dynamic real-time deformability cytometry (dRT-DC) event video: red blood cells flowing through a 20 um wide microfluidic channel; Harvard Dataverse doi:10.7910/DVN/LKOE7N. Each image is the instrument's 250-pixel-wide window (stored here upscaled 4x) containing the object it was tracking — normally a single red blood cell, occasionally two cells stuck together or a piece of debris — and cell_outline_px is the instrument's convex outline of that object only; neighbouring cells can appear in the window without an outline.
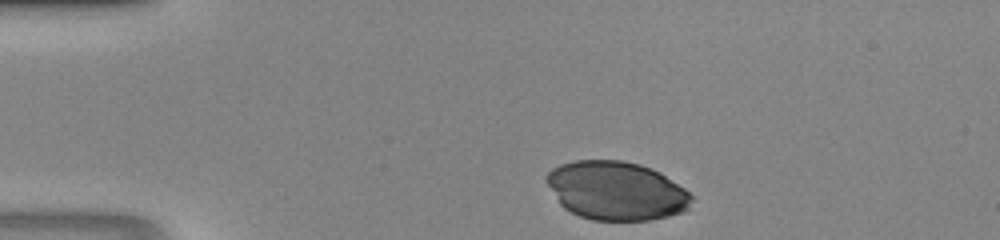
{"species": "human", "species_latin": "Homo sapiens", "temperature_condition": "room temperature", "stored_images_in_passage": 31, "camera_frame_rate_fps": 3000, "um_per_image_px": 0.085, "donor": {"sex": "male"}, "frame": {"image": 1, "passage_image": 1, "time_ms": 0.0, "image_size_px": [1000, 240], "cell_outline_px": [[692, 200], [688, 208], [684, 212], [668, 216], [648, 220], [592, 220], [580, 216], [564, 208], [560, 204], [544, 180], [544, 176], [552, 168], [560, 164], [576, 160], [624, 160], [640, 164], [652, 168], [660, 172], [684, 188], [692, 196]], "centroid_in_image_um": [52.36, 16.2], "position_along_channel_um": 32.6, "area_um2": 49.77}}
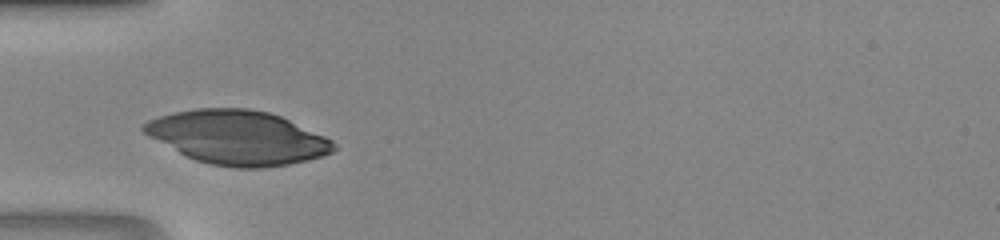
{"frame": {"image": 2, "passage_image": 7, "time_ms": 2.0, "image_size_px": [1000, 240], "cell_outline_px": [[336, 148], [332, 152], [324, 156], [308, 160], [288, 164], [264, 168], [236, 168], [212, 164], [196, 160], [184, 156], [144, 132], [140, 128], [148, 120], [172, 112], [196, 108], [248, 108], [268, 112], [280, 116], [324, 136], [332, 140], [336, 144]], "centroid_in_image_um": [20.21, 11.69], "position_along_channel_um": 64.8, "area_um2": 59.42}}